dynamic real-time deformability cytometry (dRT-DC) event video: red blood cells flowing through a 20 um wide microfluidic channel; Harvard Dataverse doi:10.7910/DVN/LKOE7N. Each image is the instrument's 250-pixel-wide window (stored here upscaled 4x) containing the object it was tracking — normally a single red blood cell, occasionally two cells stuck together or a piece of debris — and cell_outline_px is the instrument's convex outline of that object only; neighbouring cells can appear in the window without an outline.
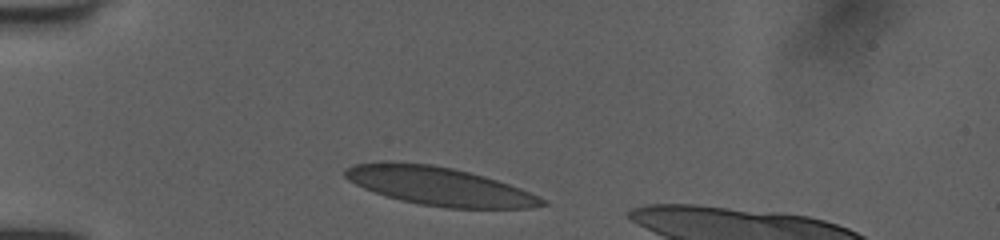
{"species": "human", "species_latin": "Homo sapiens", "temperature_condition": "room temperature", "stored_images_in_passage": 31, "camera_frame_rate_fps": 3000, "um_per_image_px": 0.085, "donor": {"sex": "female"}, "frame": {"image": 1, "passage_image": 1, "time_ms": 0.0, "image_size_px": [1000, 240], "cell_outline_px": [[548, 204], [532, 208], [444, 208], [420, 204], [400, 200], [384, 196], [364, 188], [348, 180], [344, 176], [344, 168], [352, 164], [384, 160], [392, 160], [432, 164], [452, 168], [484, 176], [520, 188], [540, 196], [548, 200]], "centroid_in_image_um": [37.29, 15.81], "position_along_channel_um": 47.7, "area_um2": 44.62}}
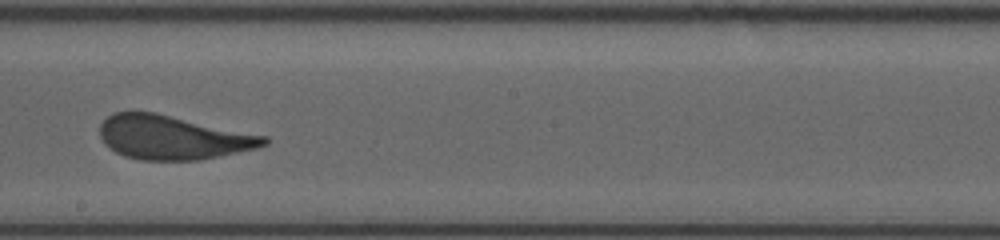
{"frame": {"image": 2, "passage_image": 17, "time_ms": 5.333, "image_size_px": [1000, 240], "cell_outline_px": [[268, 144], [256, 148], [220, 156], [200, 160], [140, 160], [124, 156], [116, 152], [104, 144], [100, 136], [100, 124], [112, 112], [156, 112], [268, 136]], "centroid_in_image_um": [14.69, 11.68], "position_along_channel_um": 233.5, "area_um2": 42.25}}
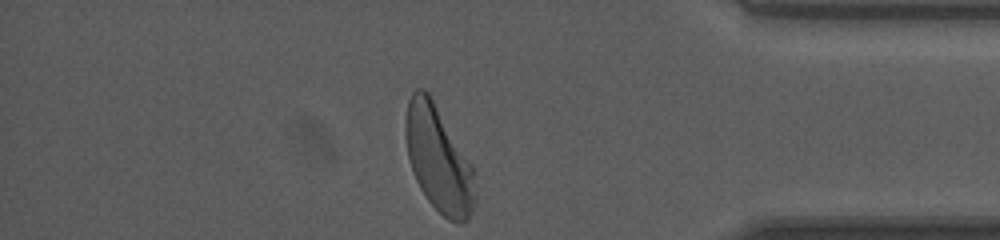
{"frame": {"image": 3, "passage_image": 31, "time_ms": 10.0, "image_size_px": [1000, 240], "cell_outline_px": [[476, 200], [468, 220], [460, 224], [456, 224], [448, 220], [428, 200], [420, 188], [416, 180], [408, 156], [404, 136], [404, 120], [408, 100], [412, 92], [416, 88], [424, 88], [428, 92], [472, 164]], "centroid_in_image_um": [37.26, 13.52], "position_along_channel_um": 397.9, "area_um2": 42.89}, "authors_computed_cell_mechanics": {"area_um2": 42.8876, "velocity_mm_per_s": 4.0095, "shape_relaxation_time_tau1_ms": 3.6642, "shape_relaxation_time_tau2_ms": null, "deformation_change_tau1": 0.1654, "deformation_change_tau2": null}}